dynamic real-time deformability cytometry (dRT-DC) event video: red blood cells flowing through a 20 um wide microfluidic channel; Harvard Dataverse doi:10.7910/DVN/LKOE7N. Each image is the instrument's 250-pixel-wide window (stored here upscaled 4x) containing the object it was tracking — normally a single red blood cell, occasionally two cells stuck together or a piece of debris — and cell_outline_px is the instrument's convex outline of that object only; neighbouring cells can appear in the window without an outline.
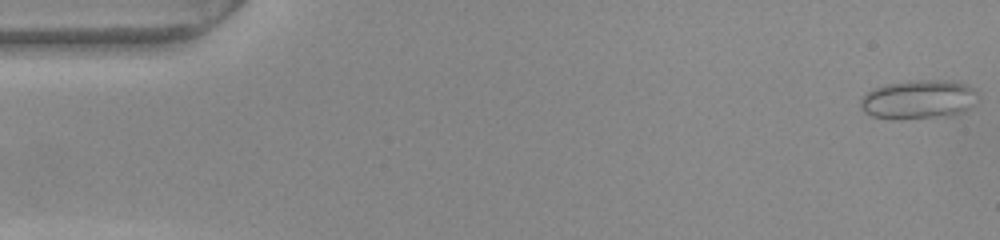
{"species": "common noctule bat (a hibernating species)", "species_latin": "Nyctalus noctula", "temperature_condition": "warm", "stored_images_in_passage": 53, "camera_frame_rate_fps": 3000, "um_per_image_px": 0.085, "animal": {"sex": "female", "body_mass_g": 22.0, "forearm_length_mm": 56.7}, "frame": {"image": 1, "passage_image": 1, "time_ms": 0.0, "image_size_px": [1000, 240], "cell_outline_px": [[976, 92], [968, 108], [960, 112], [936, 116], [900, 120], [896, 120], [872, 116], [864, 112], [860, 108], [860, 100], [872, 88], [884, 84], [912, 80], [948, 80], [964, 84], [972, 88]], "centroid_in_image_um": [77.94, 8.44], "position_along_channel_um": 7.1, "area_um2": 26.24}}
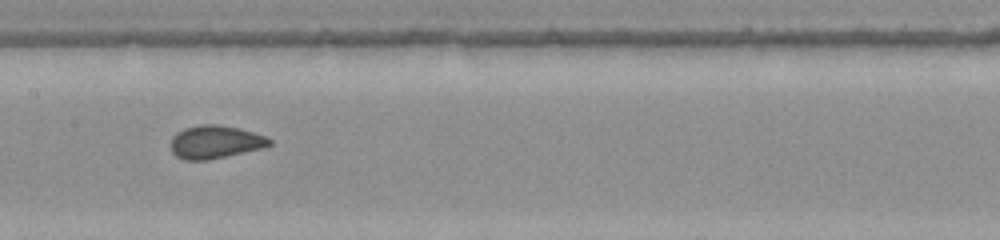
{"frame": {"image": 2, "passage_image": 26, "time_ms": 8.333, "image_size_px": [1000, 240], "cell_outline_px": [[272, 144], [260, 148], [208, 160], [184, 160], [176, 156], [172, 152], [172, 136], [176, 132], [184, 128], [200, 124], [220, 124], [240, 128], [264, 136], [272, 140]], "centroid_in_image_um": [18.26, 12.05], "position_along_channel_um": 189.1, "area_um2": 18.9}}
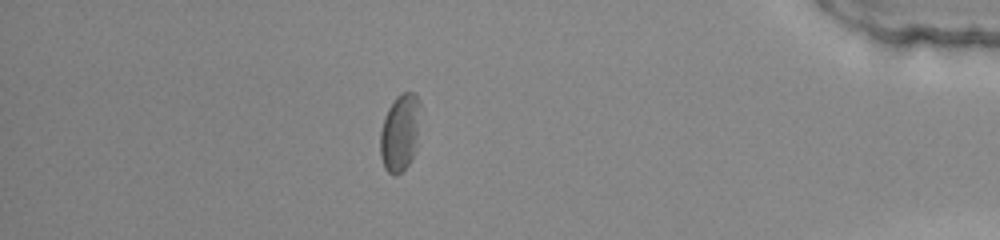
{"frame": {"image": 3, "passage_image": 46, "time_ms": 15.0, "image_size_px": [1000, 240], "cell_outline_px": [[420, 104], [416, 136], [412, 156], [408, 164], [396, 176], [388, 172], [384, 168], [380, 156], [380, 132], [384, 116], [388, 108], [396, 96], [404, 92], [412, 92], [420, 100]], "centroid_in_image_um": [33.95, 11.25], "position_along_channel_um": 401.3, "area_um2": 17.69}, "authors_computed_cell_mechanics": {"area_um2": 18.7272, "velocity_mm_per_s": 3.8419, "shape_relaxation_time_tau1_ms": 3.4492, "shape_relaxation_time_tau2_ms": 0.6863, "deformation_change_tau1": 0.0931, "deformation_change_tau2": 0.05}}